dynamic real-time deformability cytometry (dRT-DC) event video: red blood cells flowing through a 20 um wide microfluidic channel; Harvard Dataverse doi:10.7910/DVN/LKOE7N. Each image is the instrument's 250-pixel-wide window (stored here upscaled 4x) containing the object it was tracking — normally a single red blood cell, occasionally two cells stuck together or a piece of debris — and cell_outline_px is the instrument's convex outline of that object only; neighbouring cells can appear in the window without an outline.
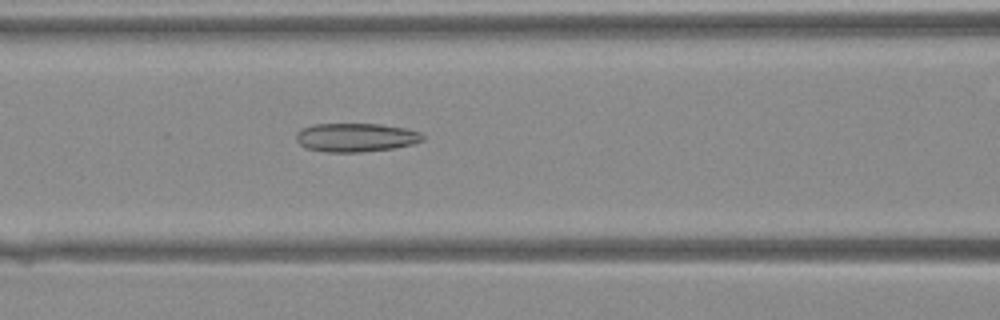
{"species": "Egyptian fruit bat (a non-hibernating species)", "species_latin": "Rousettus aegyptiacus", "temperature_condition": "warm", "stored_images_in_passage": 41, "camera_frame_rate_fps": 3000, "um_per_image_px": 0.085, "animal": {"sex": "female"}, "frame": {"image": 1, "passage_image": 18, "time_ms": 5.667, "image_size_px": [1000, 320], "cell_outline_px": [[424, 140], [412, 144], [392, 148], [360, 152], [324, 152], [308, 148], [300, 144], [296, 140], [296, 132], [312, 124], [380, 124], [404, 128], [420, 132], [424, 136]], "centroid_in_image_um": [30.24, 11.68], "position_along_channel_um": 136.4, "area_um2": 21.04}}
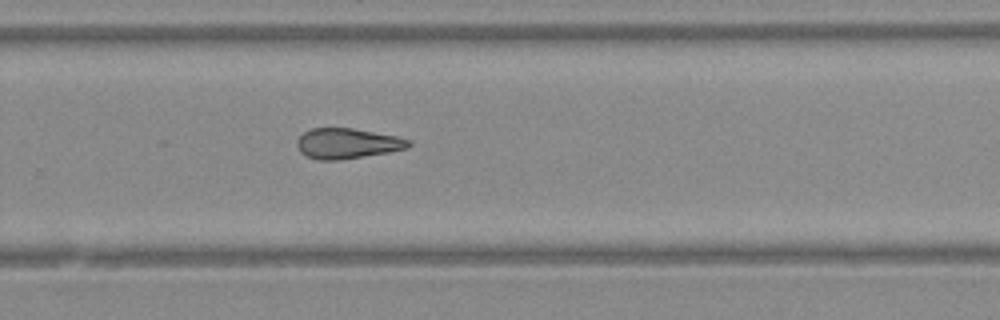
{"frame": {"image": 2, "passage_image": 28, "time_ms": 9.0, "image_size_px": [1000, 320], "cell_outline_px": [[412, 144], [408, 148], [388, 152], [336, 160], [320, 160], [308, 156], [300, 152], [296, 144], [296, 140], [304, 132], [312, 128], [352, 128], [396, 136], [412, 140]], "centroid_in_image_um": [29.52, 12.18], "position_along_channel_um": 300.3, "area_um2": 19.59}}
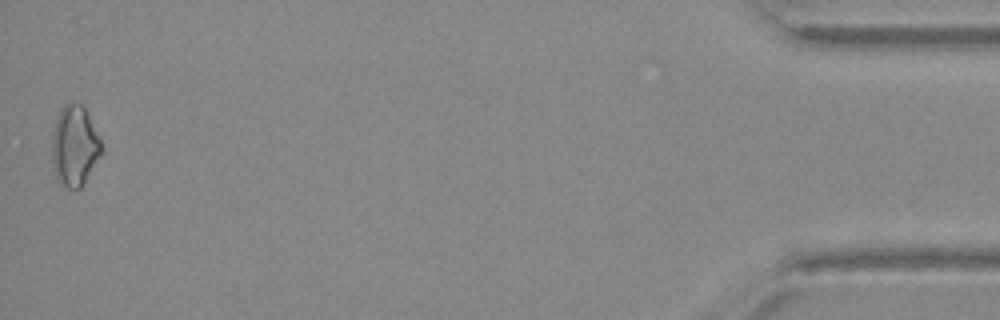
{"frame": {"image": 3, "passage_image": 41, "time_ms": 13.333, "image_size_px": [1000, 320], "cell_outline_px": [[104, 148], [100, 156], [80, 188], [64, 188], [60, 184], [56, 176], [52, 160], [52, 132], [56, 116], [60, 108], [64, 104], [72, 100], [80, 104], [84, 108]], "centroid_in_image_um": [6.31, 12.37], "position_along_channel_um": 428.9, "area_um2": 23.18}}